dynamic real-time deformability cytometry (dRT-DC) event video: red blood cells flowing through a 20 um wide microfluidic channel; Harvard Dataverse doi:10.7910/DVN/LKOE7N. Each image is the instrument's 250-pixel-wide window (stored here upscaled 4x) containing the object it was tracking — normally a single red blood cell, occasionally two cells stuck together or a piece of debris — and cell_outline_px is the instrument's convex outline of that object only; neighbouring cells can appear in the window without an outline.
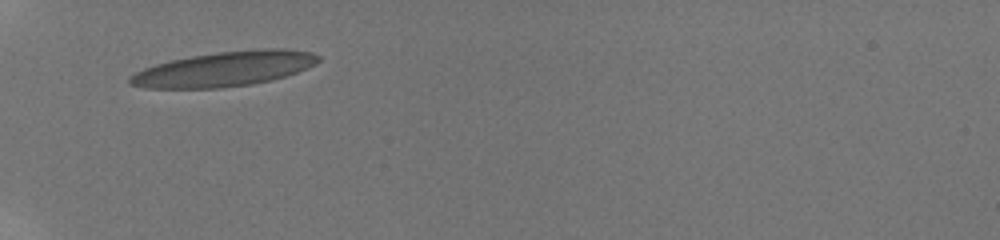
{"species": "human", "species_latin": "Homo sapiens", "temperature_condition": "room temperature", "stored_images_in_passage": 10, "camera_frame_rate_fps": 3000, "um_per_image_px": 0.085, "donor": {"sex": "male"}, "frame": {"image": 1, "passage_image": 1, "time_ms": 0.0, "image_size_px": [1000, 240], "cell_outline_px": [[320, 60], [296, 72], [272, 80], [252, 84], [220, 88], [144, 88], [128, 84], [128, 76], [144, 68], [156, 64], [172, 60], [192, 56], [216, 52], [260, 48], [284, 48], [312, 52], [320, 56]], "centroid_in_image_um": [19.04, 5.86], "position_along_channel_um": 66.0, "area_um2": 38.21}}
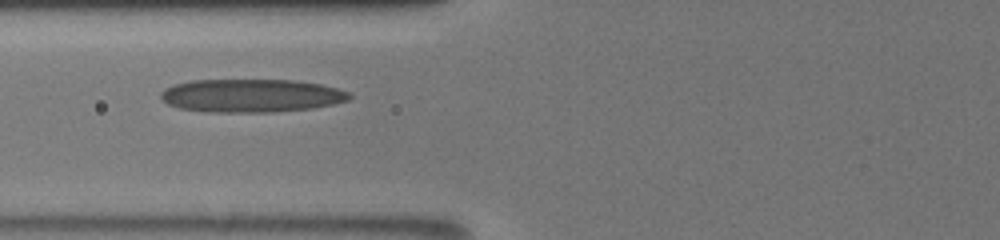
{"frame": {"image": 2, "passage_image": 9, "time_ms": 1.333, "image_size_px": [1000, 240], "cell_outline_px": [[352, 96], [348, 100], [332, 104], [312, 108], [272, 112], [208, 112], [180, 108], [168, 104], [160, 100], [160, 92], [164, 88], [172, 84], [192, 80], [292, 80], [320, 84], [336, 88], [348, 92]], "centroid_in_image_um": [21.29, 8.13], "position_along_channel_um": 104.5, "area_um2": 36.59}}